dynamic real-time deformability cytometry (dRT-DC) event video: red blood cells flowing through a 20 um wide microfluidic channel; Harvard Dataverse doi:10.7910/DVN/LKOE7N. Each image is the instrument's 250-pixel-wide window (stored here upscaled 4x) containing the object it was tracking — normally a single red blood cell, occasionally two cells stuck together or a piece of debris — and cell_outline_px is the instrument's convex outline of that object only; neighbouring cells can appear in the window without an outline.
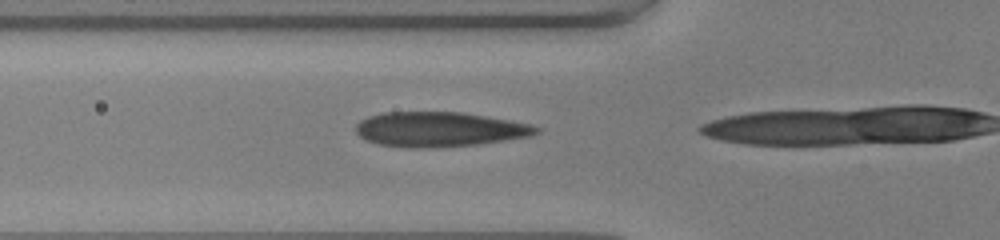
{"species": "human", "species_latin": "Homo sapiens", "temperature_condition": "warm", "stored_images_in_passage": 6, "camera_frame_rate_fps": 3000, "um_per_image_px": 0.085, "donor": {"sex": "male"}, "frame": {"image": 1, "passage_image": 2, "time_ms": 0.333, "image_size_px": [1000, 240], "cell_outline_px": [[540, 132], [528, 136], [480, 144], [428, 148], [412, 148], [380, 144], [364, 140], [356, 132], [356, 124], [360, 120], [368, 116], [384, 112], [460, 112], [512, 120], [532, 124], [540, 128]], "centroid_in_image_um": [37.34, 10.99], "position_along_channel_um": 88.5, "area_um2": 36.65}}
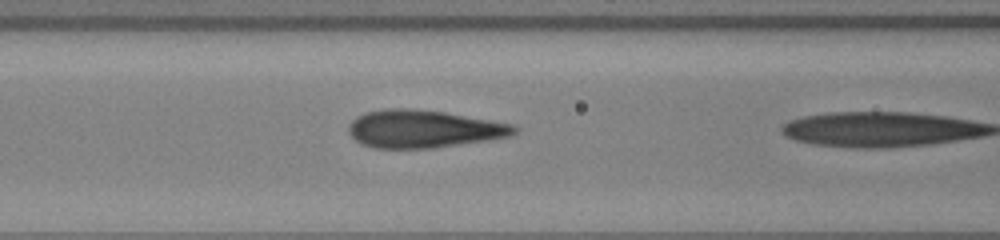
{"frame": {"image": 2, "passage_image": 5, "time_ms": 1.333, "image_size_px": [1000, 240], "cell_outline_px": [[520, 128], [512, 136], [488, 140], [432, 148], [376, 148], [360, 144], [348, 132], [348, 124], [356, 116], [364, 112], [388, 108], [412, 108], [444, 112], [512, 124]], "centroid_in_image_um": [35.98, 10.95], "position_along_channel_um": 130.6, "area_um2": 36.53}}